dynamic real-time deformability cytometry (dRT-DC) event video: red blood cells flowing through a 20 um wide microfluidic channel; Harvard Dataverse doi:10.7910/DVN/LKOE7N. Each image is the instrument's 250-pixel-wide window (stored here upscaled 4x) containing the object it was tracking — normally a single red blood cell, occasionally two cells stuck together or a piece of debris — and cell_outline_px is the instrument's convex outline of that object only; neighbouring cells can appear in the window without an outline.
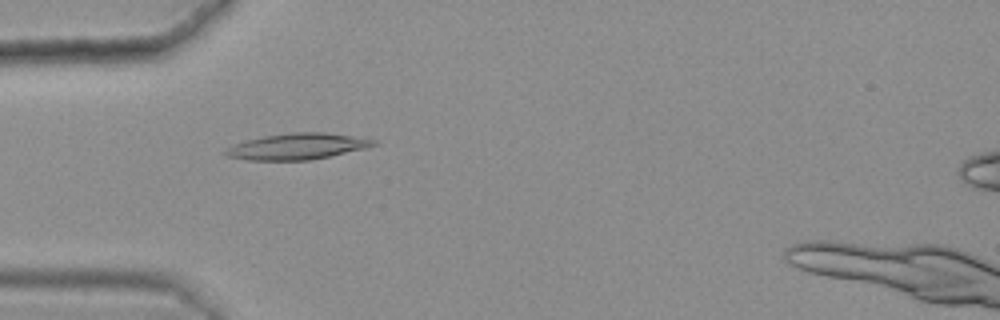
{"species": "common noctule bat (a hibernating species)", "species_latin": "Nyctalus noctula", "temperature_condition": "warm", "stored_images_in_passage": 45, "camera_frame_rate_fps": 3000, "um_per_image_px": 0.085, "animal": {"sex": "female", "body_mass_g": 25.1}, "frame": {"image": 1, "passage_image": 12, "time_ms": 3.667, "image_size_px": [1000, 320], "cell_outline_px": [[380, 144], [364, 148], [312, 160], [248, 160], [228, 156], [220, 152], [244, 140], [264, 136], [292, 132], [324, 132], [376, 140]], "centroid_in_image_um": [25.25, 12.44], "position_along_channel_um": 59.8, "area_um2": 22.37}}
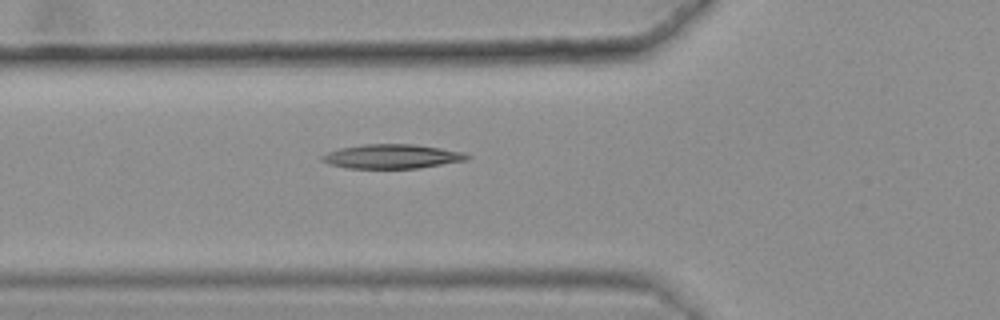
{"frame": {"image": 2, "passage_image": 15, "time_ms": 4.667, "image_size_px": [1000, 320], "cell_outline_px": [[472, 156], [468, 160], [420, 168], [348, 168], [328, 164], [320, 160], [320, 156], [328, 152], [340, 148], [364, 144], [416, 144], [464, 152]], "centroid_in_image_um": [33.33, 13.29], "position_along_channel_um": 92.5, "area_um2": 20.63}}
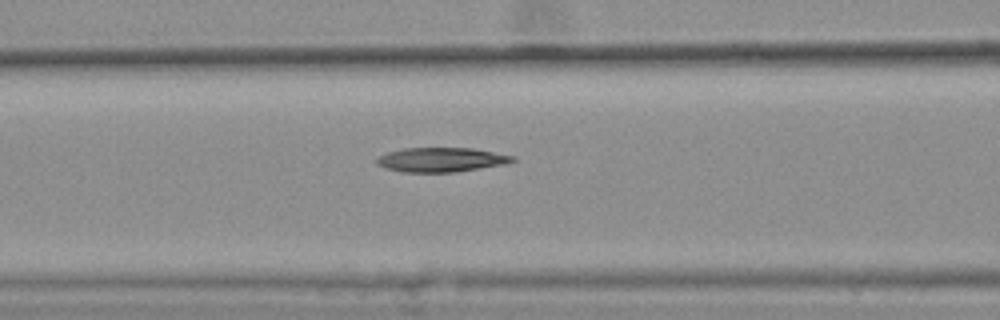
{"frame": {"image": 3, "passage_image": 18, "time_ms": 5.667, "image_size_px": [1000, 320], "cell_outline_px": [[516, 160], [508, 164], [456, 172], [400, 172], [384, 168], [376, 164], [372, 160], [376, 156], [388, 152], [404, 148], [472, 148], [516, 156]], "centroid_in_image_um": [37.47, 13.58], "position_along_channel_um": 129.1, "area_um2": 19.71}}